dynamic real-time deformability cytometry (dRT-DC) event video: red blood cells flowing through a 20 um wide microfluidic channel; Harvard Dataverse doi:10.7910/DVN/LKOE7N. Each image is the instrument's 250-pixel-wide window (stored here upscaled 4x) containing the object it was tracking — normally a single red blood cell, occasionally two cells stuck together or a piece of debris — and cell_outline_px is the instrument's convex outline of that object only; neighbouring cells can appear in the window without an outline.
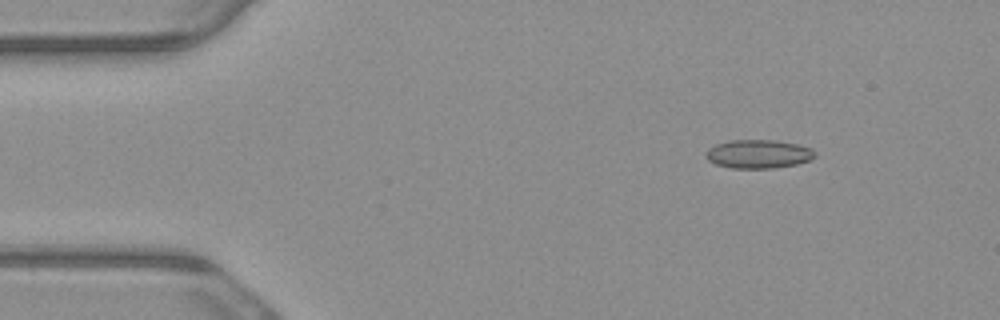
{"species": "common noctule bat (a hibernating species)", "species_latin": "Nyctalus noctula", "temperature_condition": "warm", "stored_images_in_passage": 5, "camera_frame_rate_fps": 3000, "um_per_image_px": 0.085, "animal": {"sex": "male", "body_mass_g": 23.1, "forearm_length_mm": 52.7}, "frame": {"image": 1, "passage_image": 1, "time_ms": 0.0, "image_size_px": [1000, 320], "cell_outline_px": [[816, 156], [808, 160], [796, 164], [772, 168], [732, 168], [716, 164], [708, 160], [704, 156], [708, 148], [716, 144], [728, 140], [776, 140], [796, 144], [812, 148]], "centroid_in_image_um": [64.43, 13.08], "position_along_channel_um": 20.6, "area_um2": 18.15}}
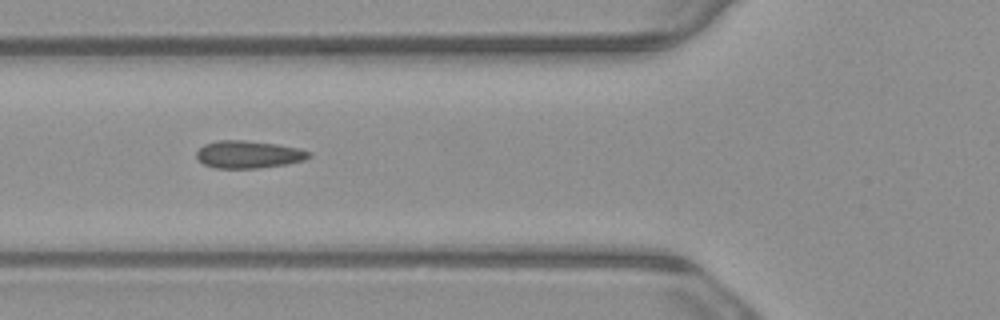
{"frame": {"image": 2, "passage_image": 4, "time_ms": 1.0, "image_size_px": [1000, 320], "cell_outline_px": [[312, 156], [304, 160], [288, 164], [256, 168], [216, 168], [204, 164], [196, 160], [196, 152], [204, 144], [216, 140], [244, 140], [276, 144], [300, 148], [312, 152]], "centroid_in_image_um": [21.13, 13.12], "position_along_channel_um": 104.7, "area_um2": 18.21}}
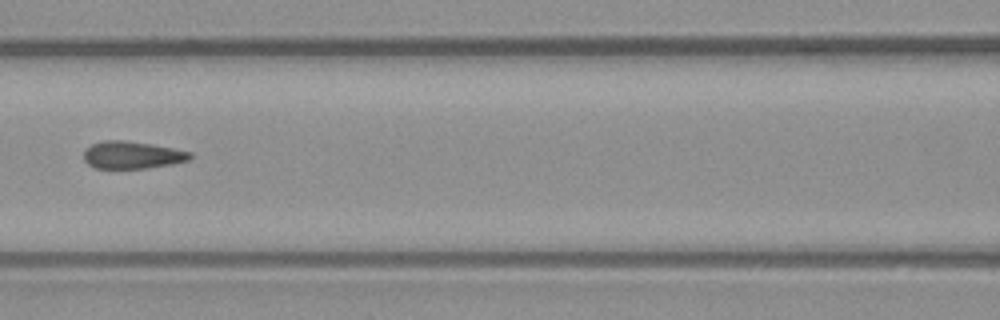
{"frame": {"image": 3, "passage_image": 5, "time_ms": 1.333, "image_size_px": [1000, 320], "cell_outline_px": [[192, 160], [172, 164], [148, 168], [96, 168], [88, 164], [84, 160], [84, 148], [92, 144], [104, 140], [124, 140], [152, 144], [192, 152]], "centroid_in_image_um": [11.25, 13.17], "position_along_channel_um": 155.4, "area_um2": 17.11}}